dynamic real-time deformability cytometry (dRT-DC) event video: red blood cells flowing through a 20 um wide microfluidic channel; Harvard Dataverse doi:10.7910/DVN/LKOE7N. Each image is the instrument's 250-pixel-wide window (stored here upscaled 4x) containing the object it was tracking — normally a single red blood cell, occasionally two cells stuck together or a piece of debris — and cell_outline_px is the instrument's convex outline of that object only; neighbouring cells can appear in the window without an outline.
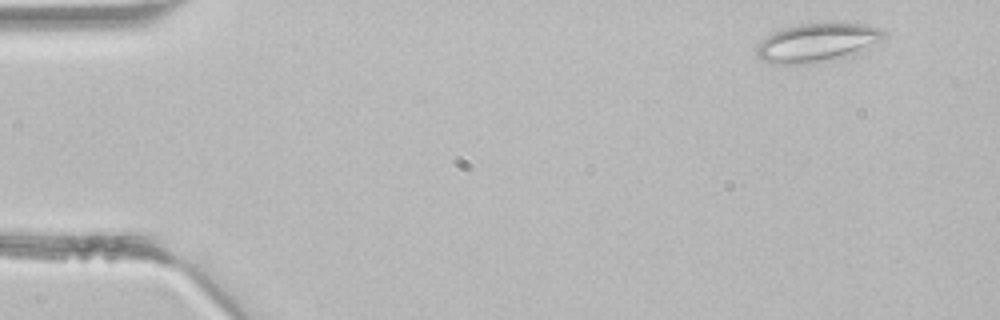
{"species": "common noctule bat (a hibernating species)", "species_latin": "Nyctalus noctula", "temperature_condition": "room temperature", "stored_images_in_passage": 3, "camera_frame_rate_fps": 3000, "um_per_image_px": 0.085, "animal": {"sex": "male", "body_mass_g": 21.5, "forearm_length_mm": 52.0}, "frame": {"image": 1, "passage_image": 1, "time_ms": 0.0, "image_size_px": [1000, 320], "cell_outline_px": [[888, 36], [884, 40], [852, 56], [804, 64], [772, 64], [756, 56], [756, 44], [772, 32], [784, 28], [800, 24], [836, 20], [860, 24], [880, 28], [888, 32]], "centroid_in_image_um": [69.52, 3.59], "position_along_channel_um": 15.5, "area_um2": 29.71}}